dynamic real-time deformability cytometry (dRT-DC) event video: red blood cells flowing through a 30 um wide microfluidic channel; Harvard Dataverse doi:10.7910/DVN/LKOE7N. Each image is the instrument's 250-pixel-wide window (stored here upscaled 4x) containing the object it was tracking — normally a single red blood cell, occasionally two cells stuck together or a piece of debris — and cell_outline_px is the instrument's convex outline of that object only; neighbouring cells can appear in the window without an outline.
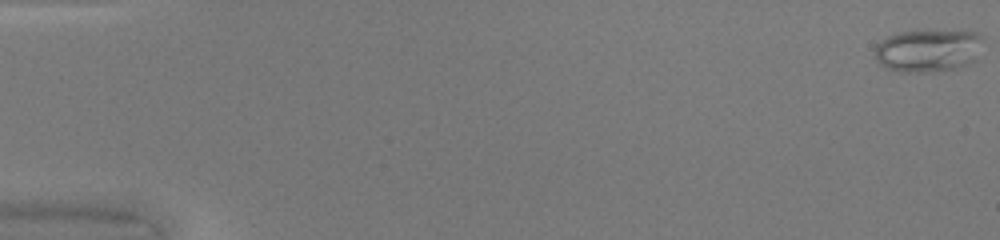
{"species": "common noctule bat (a hibernating species)", "species_latin": "Nyctalus noctula", "temperature_condition": "warm", "stored_images_in_passage": 49, "camera_frame_rate_fps": 3000, "um_per_image_px": 0.085, "animal": {"sex": "female", "body_mass_g": 20.0, "forearm_length_mm": 54.0}, "frame": {"image": 1, "passage_image": 1, "time_ms": 0.0, "image_size_px": [1000, 240], "cell_outline_px": [[984, 36], [976, 60], [968, 64], [956, 68], [932, 72], [900, 72], [888, 68], [880, 64], [876, 60], [876, 44], [888, 36], [900, 32], [980, 32]], "centroid_in_image_um": [78.91, 4.32], "position_along_channel_um": 6.1, "area_um2": 26.65}}
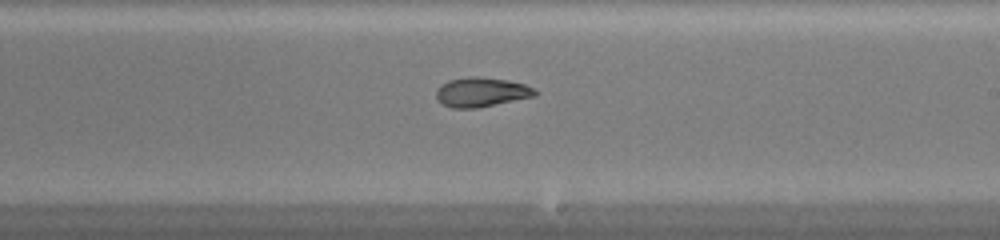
{"frame": {"image": 2, "passage_image": 30, "time_ms": 9.667, "image_size_px": [1000, 240], "cell_outline_px": [[540, 92], [536, 96], [476, 108], [452, 108], [440, 104], [436, 96], [436, 88], [440, 84], [448, 80], [468, 76], [480, 76], [508, 80], [524, 84]], "centroid_in_image_um": [40.88, 7.82], "position_along_channel_um": 248.1, "area_um2": 17.22}}
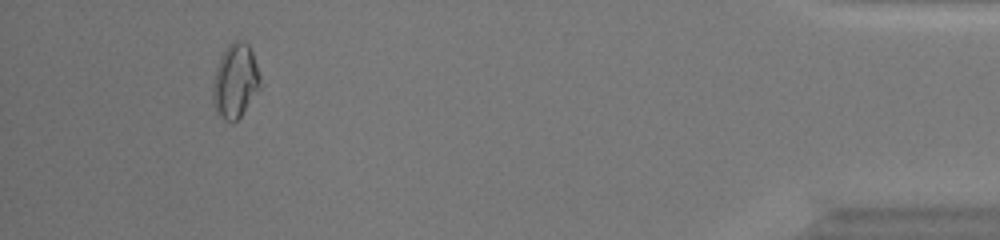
{"frame": {"image": 3, "passage_image": 46, "time_ms": 15.0, "image_size_px": [1000, 240], "cell_outline_px": [[264, 84], [240, 116], [232, 124], [224, 120], [216, 112], [212, 104], [212, 84], [216, 68], [228, 44], [232, 40], [240, 40], [248, 44], [252, 52]], "centroid_in_image_um": [20.01, 6.91], "position_along_channel_um": 415.2, "area_um2": 20.87}, "authors_computed_cell_mechanics": {"area_um2": 19.3052, "velocity_mm_per_s": 4.2949, "shape_relaxation_time_tau1_ms": null, "shape_relaxation_time_tau2_ms": 2.4278, "deformation_change_tau1": null, "deformation_change_tau2": 0.0696}}